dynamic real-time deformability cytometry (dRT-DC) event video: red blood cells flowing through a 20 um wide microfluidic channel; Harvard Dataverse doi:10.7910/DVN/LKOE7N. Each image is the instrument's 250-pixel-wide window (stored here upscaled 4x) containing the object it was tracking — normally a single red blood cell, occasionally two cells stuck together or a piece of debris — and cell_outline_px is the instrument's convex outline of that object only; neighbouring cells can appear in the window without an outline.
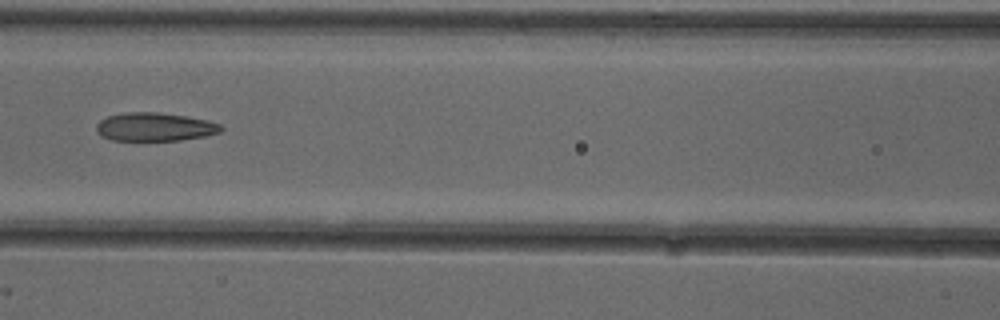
{"species": "common noctule bat (a hibernating species)", "species_latin": "Nyctalus noctula", "temperature_condition": "cold", "stored_images_in_passage": 6, "camera_frame_rate_fps": 3000, "um_per_image_px": 0.085, "animal": {"sex": "female"}, "frame": {"image": 1, "passage_image": 6, "time_ms": 1.667, "image_size_px": [1000, 320], "cell_outline_px": [[224, 128], [220, 132], [204, 136], [180, 140], [112, 140], [100, 136], [96, 132], [96, 124], [100, 120], [108, 116], [124, 112], [156, 112], [184, 116], [208, 120], [220, 124]], "centroid_in_image_um": [13.12, 10.78], "position_along_channel_um": 153.5, "area_um2": 20.63}}